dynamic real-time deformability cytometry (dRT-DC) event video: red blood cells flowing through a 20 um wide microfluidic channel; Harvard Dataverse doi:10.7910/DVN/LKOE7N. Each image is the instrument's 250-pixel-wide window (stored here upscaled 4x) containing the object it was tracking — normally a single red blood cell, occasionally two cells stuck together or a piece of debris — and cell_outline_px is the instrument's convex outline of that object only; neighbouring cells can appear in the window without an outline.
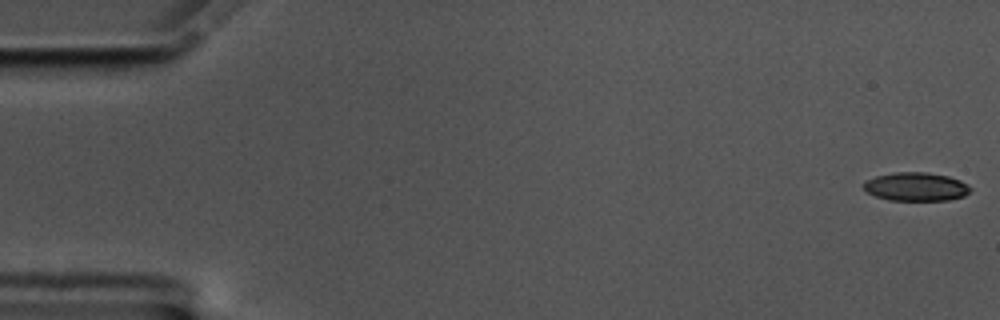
{"species": "common noctule bat (a hibernating species)", "species_latin": "Nyctalus noctula", "temperature_condition": "cold", "stored_images_in_passage": 58, "camera_frame_rate_fps": 3000, "um_per_image_px": 0.085, "animal": {"sex": "male", "body_mass_g": 17.5, "forearm_length_mm": 52.3}, "frame": {"image": 1, "passage_image": 1, "time_ms": 0.0, "image_size_px": [1000, 320], "cell_outline_px": [[972, 188], [964, 196], [948, 200], [888, 200], [876, 196], [868, 192], [864, 188], [864, 180], [876, 176], [896, 172], [924, 172], [948, 176], [960, 180], [968, 184]], "centroid_in_image_um": [77.87, 15.86], "position_along_channel_um": 7.1, "area_um2": 17.69}}
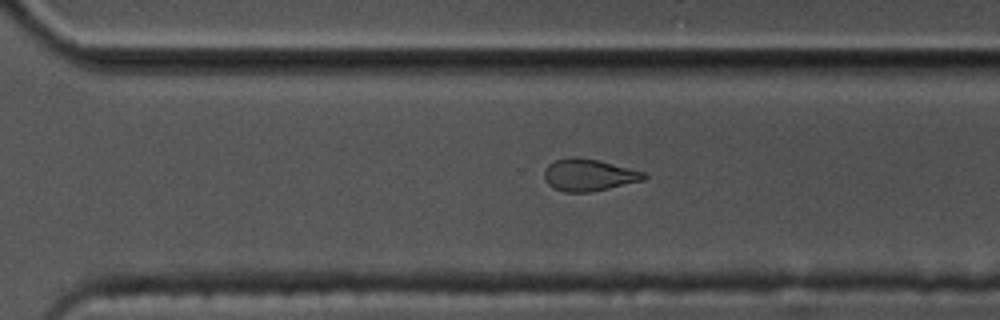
{"frame": {"image": 2, "passage_image": 40, "time_ms": 13.0, "image_size_px": [1000, 320], "cell_outline_px": [[648, 176], [644, 180], [592, 192], [564, 192], [548, 184], [544, 176], [544, 168], [548, 164], [556, 160], [572, 156], [576, 156], [600, 160], [644, 172]], "centroid_in_image_um": [50.04, 14.86], "position_along_channel_um": 320.6, "area_um2": 18.67}}
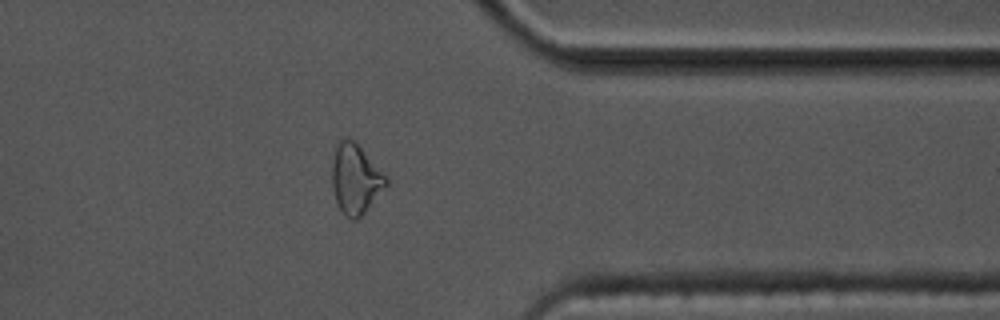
{"frame": {"image": 3, "passage_image": 46, "time_ms": 15.0, "image_size_px": [1000, 320], "cell_outline_px": [[388, 184], [364, 212], [356, 220], [352, 220], [344, 216], [336, 200], [332, 184], [332, 164], [336, 148], [340, 140], [344, 136], [348, 136], [356, 140], [388, 180]], "centroid_in_image_um": [30.2, 15.18], "position_along_channel_um": 381.2, "area_um2": 21.79}, "authors_computed_cell_mechanics": {"area_um2": 19.363, "velocity_mm_per_s": 3.4976, "shape_relaxation_time_tau1_ms": null, "shape_relaxation_time_tau2_ms": 2.8512, "deformation_change_tau1": null, "deformation_change_tau2": 0.0926}}